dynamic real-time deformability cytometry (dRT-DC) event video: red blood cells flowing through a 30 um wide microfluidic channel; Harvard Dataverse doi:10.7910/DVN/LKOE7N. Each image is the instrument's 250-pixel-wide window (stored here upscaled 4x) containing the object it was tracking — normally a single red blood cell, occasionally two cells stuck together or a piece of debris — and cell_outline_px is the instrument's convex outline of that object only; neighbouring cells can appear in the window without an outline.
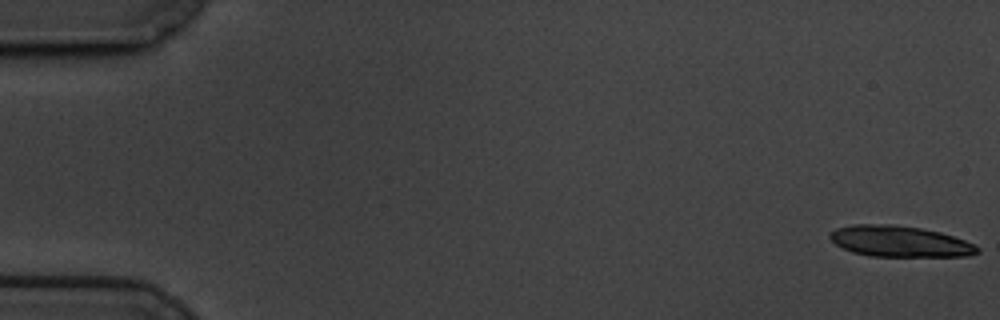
{"species": "common noctule bat (a hibernating species)", "species_latin": "Nyctalus noctula", "temperature_condition": "cold", "stored_images_in_passage": 62, "camera_frame_rate_fps": 3000, "um_per_image_px": 0.085, "animal": {"sex": "male", "body_mass_g": 19.5, "forearm_length_mm": 54.6}, "frame": {"image": 1, "passage_image": 1, "time_ms": 0.0, "image_size_px": [1000, 320], "cell_outline_px": [[980, 252], [968, 256], [868, 256], [852, 252], [836, 244], [828, 236], [836, 228], [852, 224], [892, 224], [920, 228], [940, 232], [976, 244], [980, 248]], "centroid_in_image_um": [76.49, 20.52], "position_along_channel_um": 8.5, "area_um2": 26.65}}
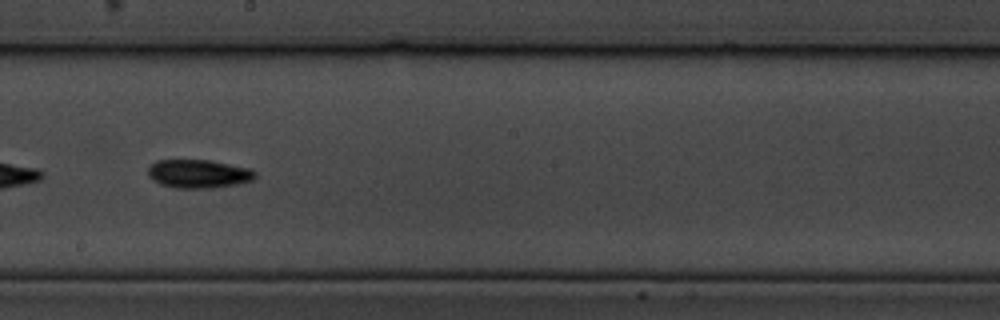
{"frame": {"image": 2, "passage_image": 35, "time_ms": 11.333, "image_size_px": [1000, 320], "cell_outline_px": [[256, 176], [252, 180], [236, 184], [212, 188], [176, 188], [160, 184], [152, 180], [148, 176], [148, 168], [156, 160], [208, 160], [252, 168], [256, 172]], "centroid_in_image_um": [16.87, 14.77], "position_along_channel_um": 231.3, "area_um2": 17.86}}
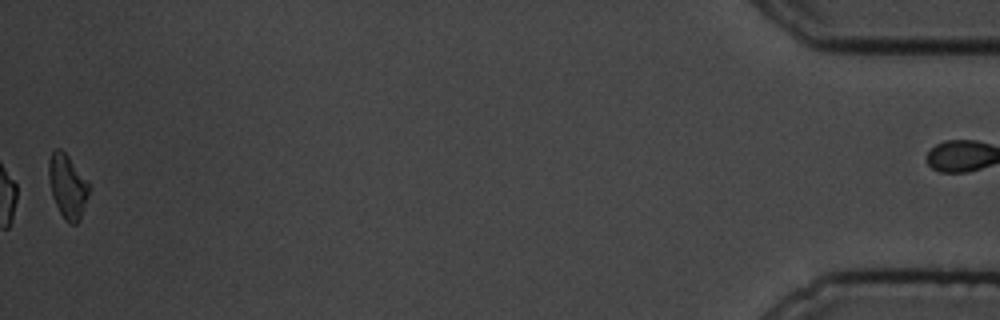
{"frame": {"image": 3, "passage_image": 61, "time_ms": 20.0, "image_size_px": [1000, 320], "cell_outline_px": [[88, 196], [80, 220], [76, 224], [68, 224], [64, 220], [52, 196], [48, 180], [48, 160], [52, 152], [56, 148], [60, 148], [68, 156], [88, 180]], "centroid_in_image_um": [5.72, 15.84], "position_along_channel_um": 429.5, "area_um2": 15.09}, "authors_computed_cell_mechanics": {"area_um2": 16.9932, "velocity_mm_per_s": 3.3145, "shape_relaxation_time_tau1_ms": 2.4802, "shape_relaxation_time_tau2_ms": null, "deformation_change_tau1": 0.1239, "deformation_change_tau2": null}}